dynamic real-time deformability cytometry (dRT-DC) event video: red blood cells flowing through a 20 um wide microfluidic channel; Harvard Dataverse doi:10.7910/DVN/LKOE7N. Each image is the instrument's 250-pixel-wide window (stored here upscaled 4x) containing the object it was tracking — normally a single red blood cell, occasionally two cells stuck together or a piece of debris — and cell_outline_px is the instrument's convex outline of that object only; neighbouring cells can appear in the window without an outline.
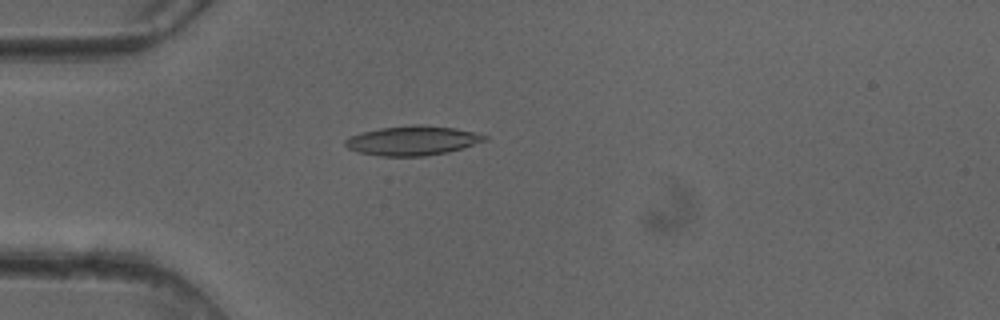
{"species": "common noctule bat (a hibernating species)", "species_latin": "Nyctalus noctula", "temperature_condition": "cold", "stored_images_in_passage": 47, "camera_frame_rate_fps": 3000, "um_per_image_px": 0.085, "animal": {"sex": "female"}, "frame": {"image": 1, "passage_image": 14, "time_ms": 4.333, "image_size_px": [1000, 320], "cell_outline_px": [[488, 140], [464, 148], [448, 152], [424, 156], [380, 156], [360, 152], [348, 148], [344, 144], [344, 140], [360, 132], [380, 128], [412, 124], [420, 124], [456, 128], [488, 136]], "centroid_in_image_um": [35.08, 11.94], "position_along_channel_um": 49.9, "area_um2": 23.99}}
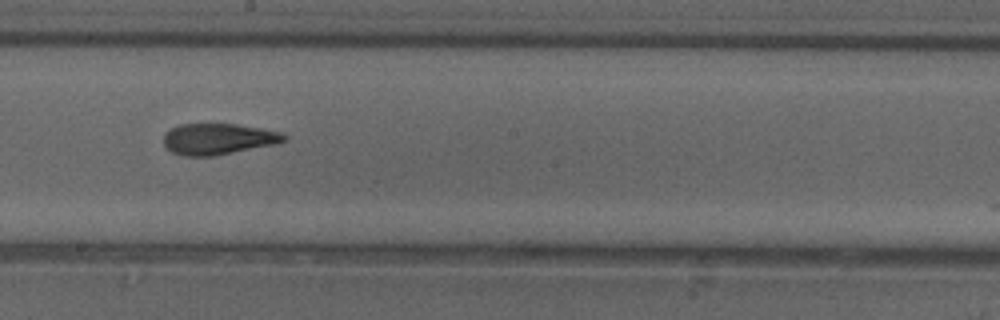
{"frame": {"image": 2, "passage_image": 28, "time_ms": 9.0, "image_size_px": [1000, 320], "cell_outline_px": [[288, 140], [272, 144], [212, 156], [184, 156], [172, 152], [164, 144], [164, 132], [180, 124], [236, 124], [264, 128], [284, 132], [288, 136]], "centroid_in_image_um": [18.57, 11.79], "position_along_channel_um": 229.6, "area_um2": 21.79}}
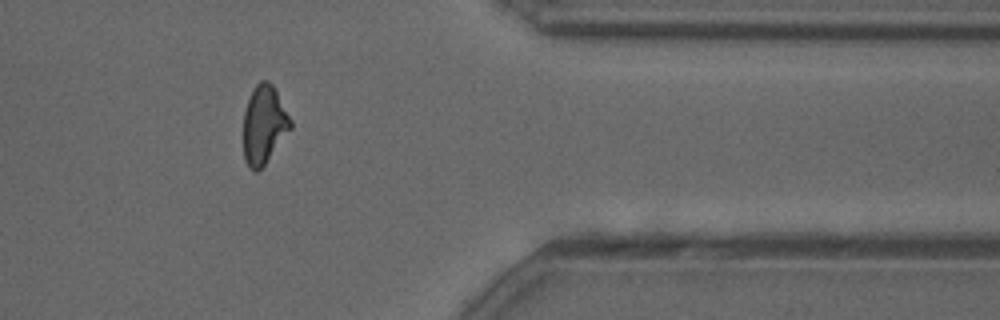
{"frame": {"image": 3, "passage_image": 41, "time_ms": 13.333, "image_size_px": [1000, 320], "cell_outline_px": [[292, 128], [264, 164], [256, 172], [252, 172], [248, 168], [244, 160], [244, 112], [252, 88], [260, 80], [268, 80], [276, 88], [292, 120]], "centroid_in_image_um": [22.45, 10.57], "position_along_channel_um": 389.0, "area_um2": 21.73}, "authors_computed_cell_mechanics": {"area_um2": 22.542, "velocity_mm_per_s": 4.1172, "shape_relaxation_time_tau1_ms": 7.569, "shape_relaxation_time_tau2_ms": 2.2986, "deformation_change_tau1": 0.2082, "deformation_change_tau2": 0.1087}}